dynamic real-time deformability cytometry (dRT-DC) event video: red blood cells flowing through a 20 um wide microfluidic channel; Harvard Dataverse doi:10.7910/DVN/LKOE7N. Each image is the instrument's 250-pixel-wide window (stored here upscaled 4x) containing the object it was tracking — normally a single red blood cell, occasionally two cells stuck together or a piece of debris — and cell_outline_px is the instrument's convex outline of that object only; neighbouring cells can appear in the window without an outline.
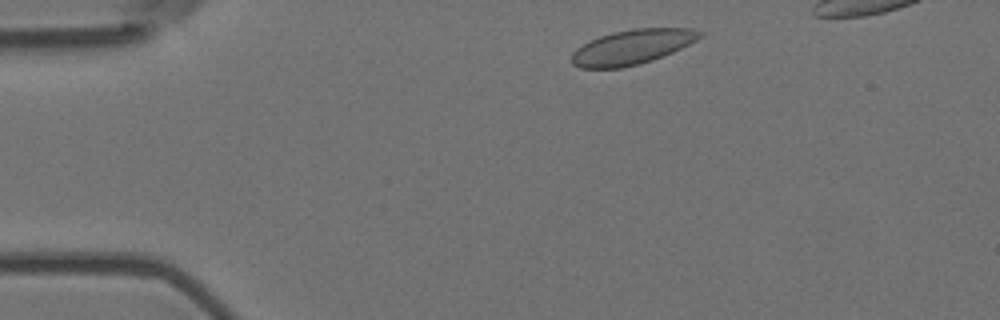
{"species": "Egyptian fruit bat (a non-hibernating species)", "species_latin": "Rousettus aegyptiacus", "temperature_condition": "room temperature", "stored_images_in_passage": 44, "camera_frame_rate_fps": 3000, "um_per_image_px": 0.085, "animal": {"sex": "female"}, "frame": {"image": 1, "passage_image": 3, "time_ms": 0.667, "image_size_px": [1000, 320], "cell_outline_px": [[704, 32], [696, 40], [672, 52], [652, 60], [640, 64], [620, 68], [580, 68], [572, 64], [572, 52], [576, 48], [588, 40], [612, 32], [632, 28], [692, 28]], "centroid_in_image_um": [53.69, 3.99], "position_along_channel_um": 31.3, "area_um2": 25.95}}
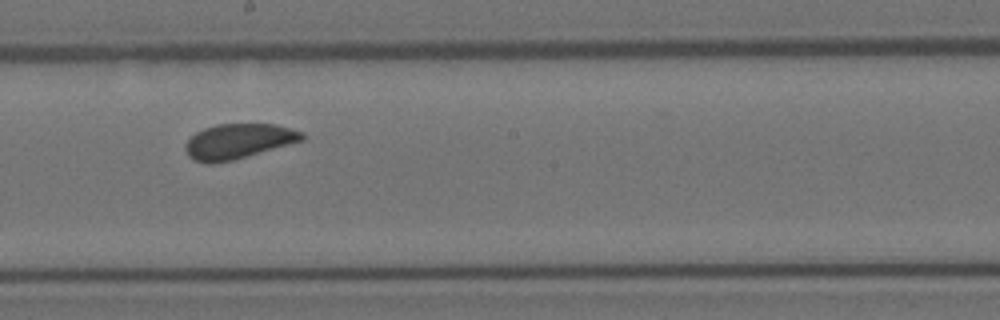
{"frame": {"image": 2, "passage_image": 24, "time_ms": 7.667, "image_size_px": [1000, 320], "cell_outline_px": [[304, 140], [232, 160], [212, 164], [208, 164], [192, 160], [188, 156], [184, 148], [184, 144], [196, 132], [204, 128], [216, 124], [276, 124], [304, 132]], "centroid_in_image_um": [20.23, 12.01], "position_along_channel_um": 228.0, "area_um2": 23.81}}
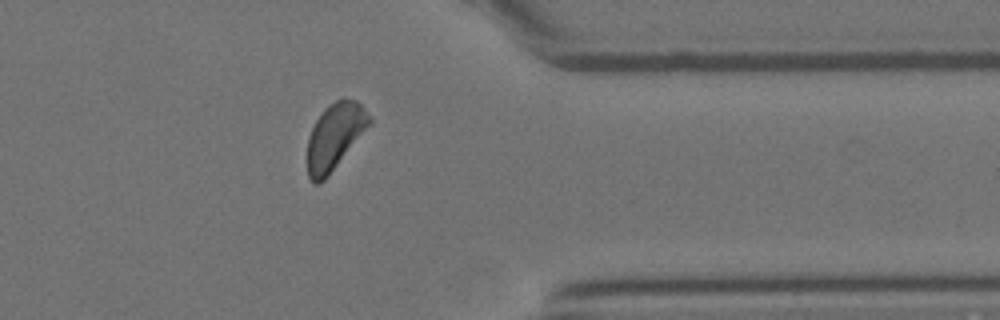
{"frame": {"image": 3, "passage_image": 38, "time_ms": 12.333, "image_size_px": [1000, 320], "cell_outline_px": [[372, 124], [328, 176], [320, 184], [316, 184], [308, 176], [308, 136], [316, 120], [324, 108], [328, 104], [336, 100], [356, 100], [364, 108], [372, 120]], "centroid_in_image_um": [28.47, 11.6], "position_along_channel_um": 382.9, "area_um2": 23.81}}